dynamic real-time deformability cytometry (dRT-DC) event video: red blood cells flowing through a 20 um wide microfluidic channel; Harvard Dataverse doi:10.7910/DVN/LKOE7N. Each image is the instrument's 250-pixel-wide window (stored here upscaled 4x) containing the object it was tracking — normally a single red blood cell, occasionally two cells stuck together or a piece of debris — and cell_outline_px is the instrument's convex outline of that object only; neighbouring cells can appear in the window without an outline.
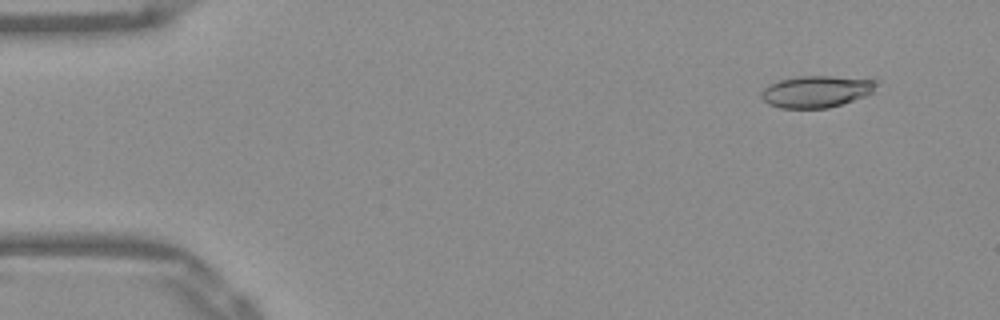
{"species": "Egyptian fruit bat (a non-hibernating species)", "species_latin": "Rousettus aegyptiacus", "temperature_condition": "warm", "stored_images_in_passage": 52, "camera_frame_rate_fps": 3000, "um_per_image_px": 0.085, "frame": {"image": 1, "passage_image": 5, "time_ms": 1.333, "image_size_px": [1000, 320], "cell_outline_px": [[880, 80], [872, 92], [864, 96], [828, 108], [780, 108], [768, 104], [760, 96], [760, 92], [768, 84], [776, 80], [796, 76], [832, 76]], "centroid_in_image_um": [69.34, 7.76], "position_along_channel_um": 15.7, "area_um2": 21.44}}
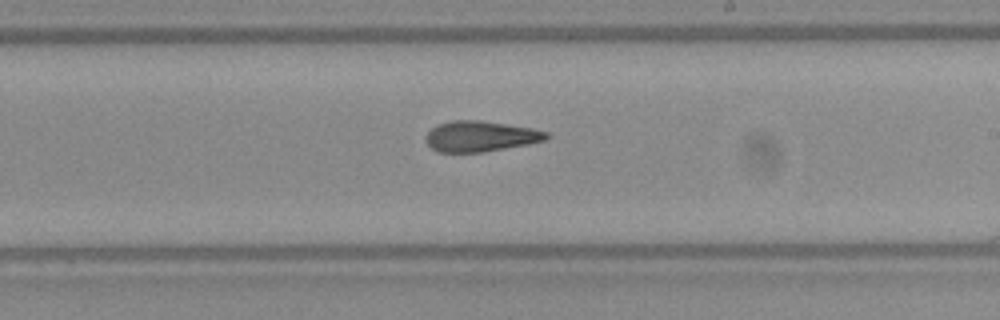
{"frame": {"image": 2, "passage_image": 31, "time_ms": 10.0, "image_size_px": [1000, 320], "cell_outline_px": [[552, 136], [544, 140], [528, 144], [484, 152], [436, 152], [428, 144], [428, 132], [436, 124], [452, 120], [480, 120], [532, 128], [548, 132]], "centroid_in_image_um": [40.86, 11.58], "position_along_channel_um": 248.1, "area_um2": 21.44}}
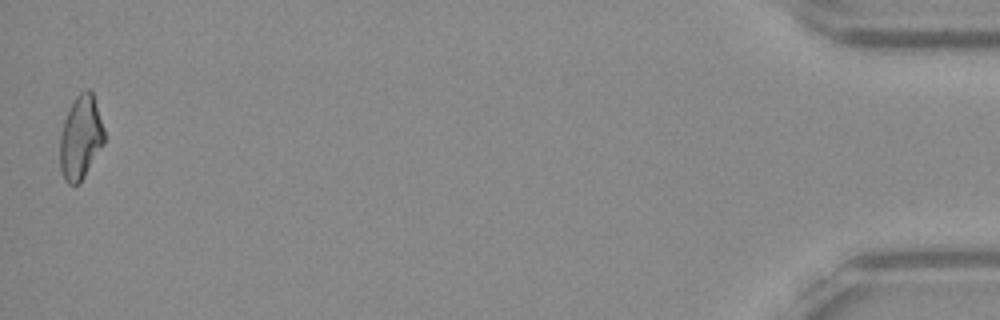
{"frame": {"image": 3, "passage_image": 52, "time_ms": 17.0, "image_size_px": [1000, 320], "cell_outline_px": [[104, 144], [84, 176], [76, 184], [68, 184], [64, 180], [60, 172], [60, 136], [64, 120], [76, 96], [80, 92], [88, 88], [92, 92], [104, 128]], "centroid_in_image_um": [6.85, 11.7], "position_along_channel_um": 428.4, "area_um2": 21.39}, "authors_computed_cell_mechanics": {"area_um2": 21.6172, "velocity_mm_per_s": 3.9098, "shape_relaxation_time_tau1_ms": null, "shape_relaxation_time_tau2_ms": 3.7783, "deformation_change_tau1": null, "deformation_change_tau2": 0.1261}}